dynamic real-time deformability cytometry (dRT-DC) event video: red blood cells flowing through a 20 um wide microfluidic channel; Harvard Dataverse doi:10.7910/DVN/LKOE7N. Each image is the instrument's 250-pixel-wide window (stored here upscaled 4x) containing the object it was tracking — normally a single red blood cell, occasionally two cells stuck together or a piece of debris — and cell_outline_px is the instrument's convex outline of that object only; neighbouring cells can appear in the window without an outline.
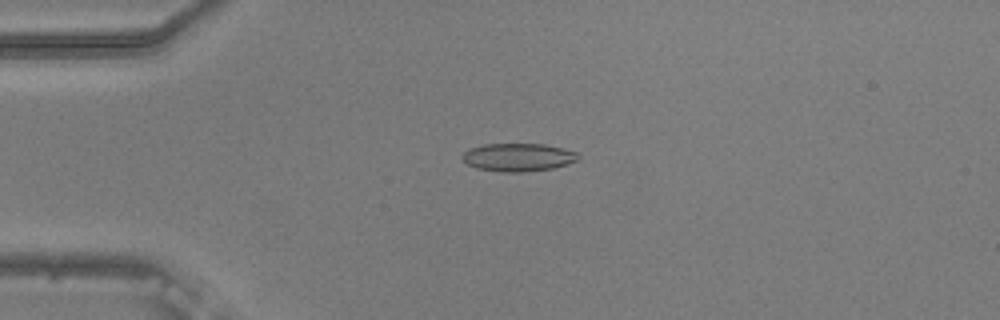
{"species": "common noctule bat (a hibernating species)", "species_latin": "Nyctalus noctula", "temperature_condition": "warm", "stored_images_in_passage": 55, "camera_frame_rate_fps": 3000, "um_per_image_px": 0.085, "animal": {"sex": "male", "body_mass_g": 20.5, "forearm_length_mm": 52.5}, "frame": {"image": 1, "passage_image": 14, "time_ms": 4.333, "image_size_px": [1000, 320], "cell_outline_px": [[580, 160], [568, 164], [552, 168], [524, 172], [504, 172], [476, 168], [468, 164], [460, 156], [468, 148], [484, 144], [544, 144], [564, 148], [576, 152], [580, 156]], "centroid_in_image_um": [44.06, 13.36], "position_along_channel_um": 40.9, "area_um2": 19.07}}
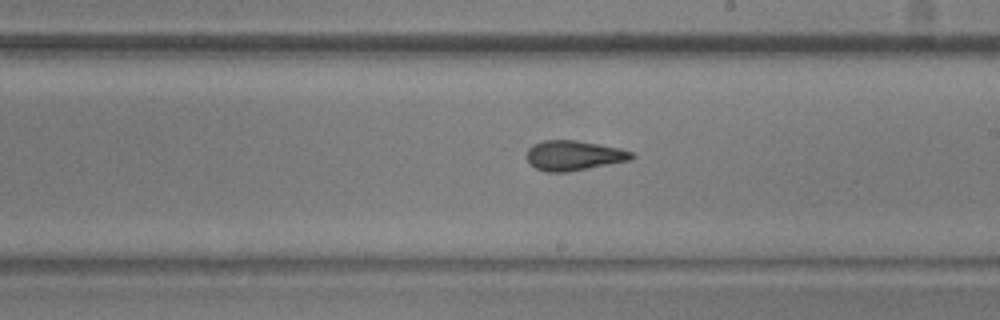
{"frame": {"image": 2, "passage_image": 32, "time_ms": 10.333, "image_size_px": [1000, 320], "cell_outline_px": [[636, 156], [632, 160], [568, 172], [544, 172], [536, 168], [528, 160], [528, 148], [532, 144], [544, 140], [576, 140], [620, 148], [632, 152]], "centroid_in_image_um": [48.8, 13.22], "position_along_channel_um": 240.2, "area_um2": 18.32}}
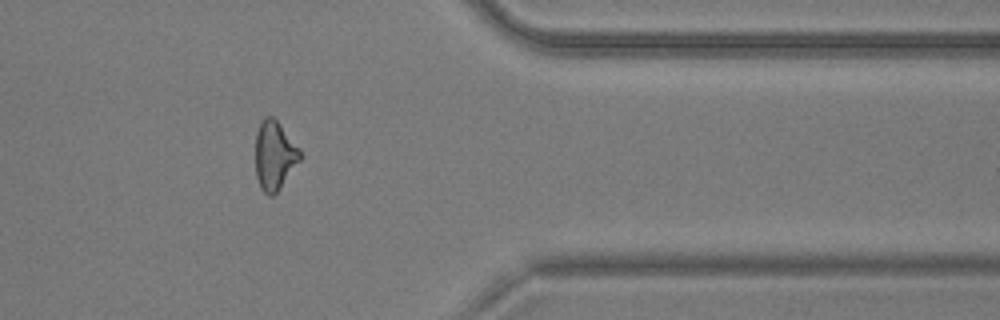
{"frame": {"image": 3, "passage_image": 45, "time_ms": 14.667, "image_size_px": [1000, 320], "cell_outline_px": [[300, 160], [280, 188], [272, 196], [268, 196], [260, 188], [256, 176], [256, 132], [260, 120], [264, 116], [272, 116], [276, 120], [300, 148]], "centroid_in_image_um": [23.31, 13.2], "position_along_channel_um": 388.1, "area_um2": 17.86}, "authors_computed_cell_mechanics": {"area_um2": 18.4382, "velocity_mm_per_s": 3.7637, "shape_relaxation_time_tau1_ms": 4.6413, "shape_relaxation_time_tau2_ms": 2.2558, "deformation_change_tau1": 0.161, "deformation_change_tau2": 0.1134}}